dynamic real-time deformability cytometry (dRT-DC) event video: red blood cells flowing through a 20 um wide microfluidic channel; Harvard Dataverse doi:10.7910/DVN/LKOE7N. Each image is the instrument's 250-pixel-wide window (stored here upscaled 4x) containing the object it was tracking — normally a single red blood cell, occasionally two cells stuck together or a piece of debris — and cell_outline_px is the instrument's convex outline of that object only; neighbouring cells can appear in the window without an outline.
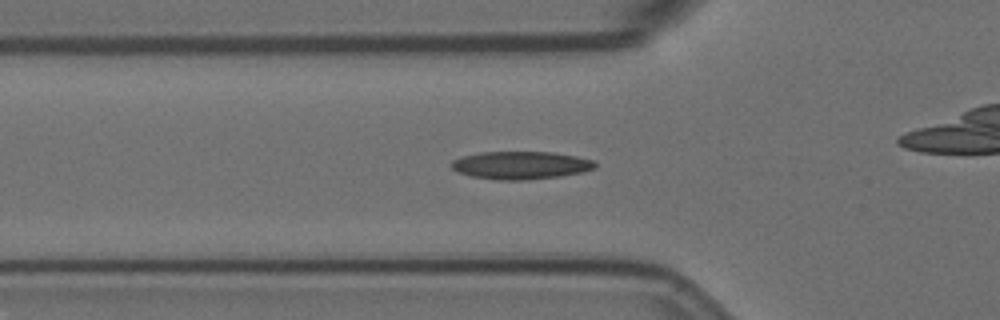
{"species": "Egyptian fruit bat (a non-hibernating species)", "species_latin": "Rousettus aegyptiacus", "temperature_condition": "room temperature", "stored_images_in_passage": 29, "camera_frame_rate_fps": 3000, "um_per_image_px": 0.085, "animal": {"sex": "female"}, "frame": {"image": 1, "passage_image": 2, "time_ms": 0.333, "image_size_px": [1000, 320], "cell_outline_px": [[596, 168], [584, 172], [560, 176], [528, 180], [496, 180], [472, 176], [456, 172], [448, 164], [452, 160], [464, 156], [480, 152], [552, 152], [576, 156], [596, 160]], "centroid_in_image_um": [44.27, 14.05], "position_along_channel_um": 81.5, "area_um2": 23.58}}
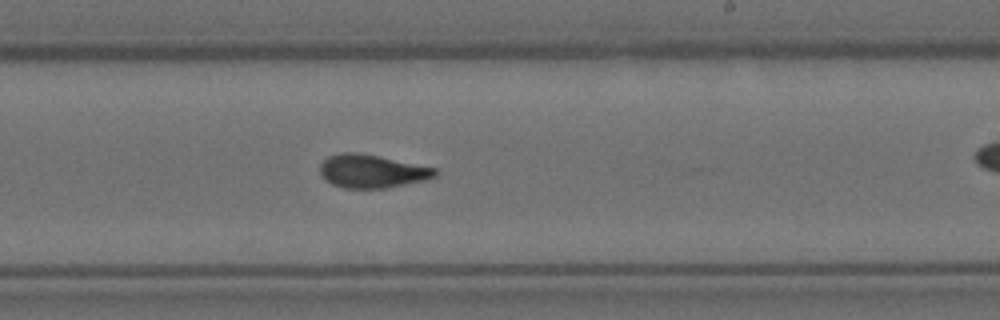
{"frame": {"image": 2, "passage_image": 17, "time_ms": 5.333, "image_size_px": [1000, 320], "cell_outline_px": [[436, 176], [424, 180], [384, 188], [344, 188], [332, 184], [324, 180], [320, 172], [320, 164], [328, 156], [340, 152], [356, 152], [436, 168]], "centroid_in_image_um": [31.55, 14.55], "position_along_channel_um": 257.5, "area_um2": 22.02}}
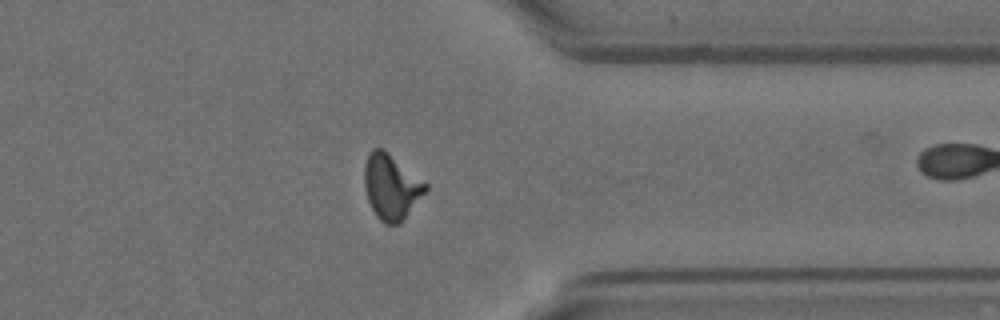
{"frame": {"image": 3, "passage_image": 28, "time_ms": 9.0, "image_size_px": [1000, 320], "cell_outline_px": [[428, 188], [400, 224], [384, 224], [376, 216], [368, 200], [364, 188], [364, 164], [368, 152], [372, 148], [380, 148], [388, 152], [428, 184]], "centroid_in_image_um": [33.23, 15.87], "position_along_channel_um": 378.2, "area_um2": 23.24}}